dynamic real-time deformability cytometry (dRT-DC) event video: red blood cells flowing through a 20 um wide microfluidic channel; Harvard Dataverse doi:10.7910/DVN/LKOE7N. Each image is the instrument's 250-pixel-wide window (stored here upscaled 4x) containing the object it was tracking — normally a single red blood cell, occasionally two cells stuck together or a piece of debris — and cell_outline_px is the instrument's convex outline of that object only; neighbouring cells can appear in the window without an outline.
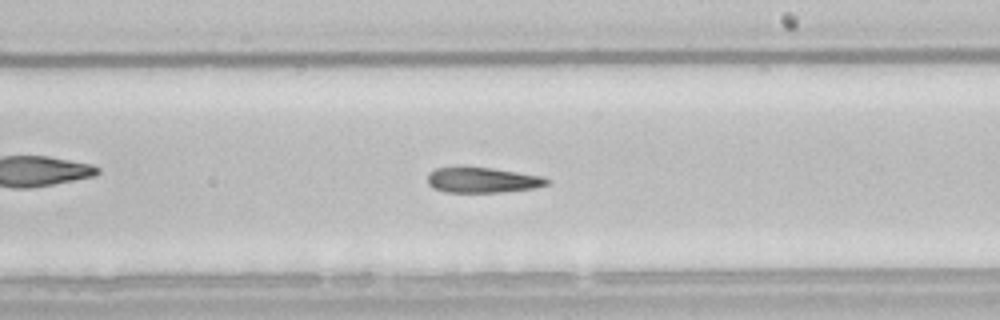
{"species": "common noctule bat (a hibernating species)", "species_latin": "Nyctalus noctula", "temperature_condition": "room temperature", "stored_images_in_passage": 52, "camera_frame_rate_fps": 3000, "um_per_image_px": 0.085, "animal": {"sex": "male", "body_mass_g": 21.5, "forearm_length_mm": 52.0}, "frame": {"image": 1, "passage_image": 30, "time_ms": 9.667, "image_size_px": [1000, 320], "cell_outline_px": [[552, 180], [548, 184], [532, 188], [500, 192], [444, 192], [432, 188], [428, 184], [428, 172], [436, 168], [460, 164], [464, 164], [492, 168], [544, 176]], "centroid_in_image_um": [40.95, 15.26], "position_along_channel_um": 248.1, "area_um2": 18.38}}